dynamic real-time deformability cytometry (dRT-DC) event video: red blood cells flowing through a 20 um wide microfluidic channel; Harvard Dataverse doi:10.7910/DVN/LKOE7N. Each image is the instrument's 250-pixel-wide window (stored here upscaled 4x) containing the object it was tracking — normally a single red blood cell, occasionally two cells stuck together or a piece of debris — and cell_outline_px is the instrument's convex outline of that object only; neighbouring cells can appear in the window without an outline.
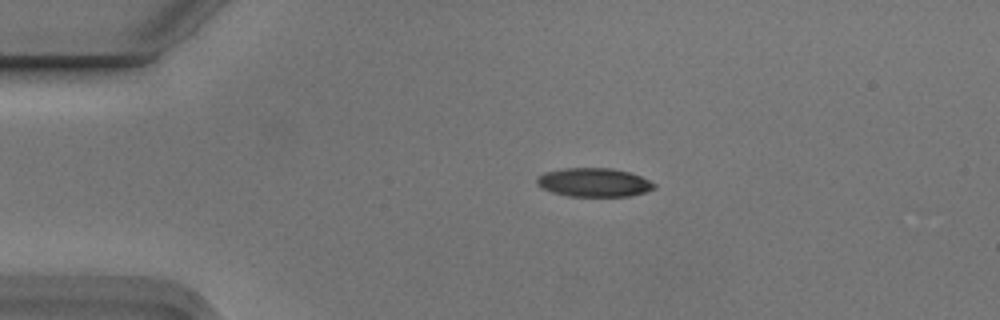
{"species": "Egyptian fruit bat (a non-hibernating species)", "species_latin": "Rousettus aegyptiacus", "temperature_condition": "cold", "stored_images_in_passage": 3, "camera_frame_rate_fps": 3000, "um_per_image_px": 0.085, "animal": {"sex": "male"}, "frame": {"image": 1, "passage_image": 3, "time_ms": 0.667, "image_size_px": [1000, 320], "cell_outline_px": [[656, 188], [644, 192], [628, 196], [568, 196], [552, 192], [536, 184], [536, 176], [544, 172], [560, 168], [612, 168], [628, 172], [640, 176], [656, 184]], "centroid_in_image_um": [50.45, 15.49], "position_along_channel_um": 34.6, "area_um2": 19.65}}